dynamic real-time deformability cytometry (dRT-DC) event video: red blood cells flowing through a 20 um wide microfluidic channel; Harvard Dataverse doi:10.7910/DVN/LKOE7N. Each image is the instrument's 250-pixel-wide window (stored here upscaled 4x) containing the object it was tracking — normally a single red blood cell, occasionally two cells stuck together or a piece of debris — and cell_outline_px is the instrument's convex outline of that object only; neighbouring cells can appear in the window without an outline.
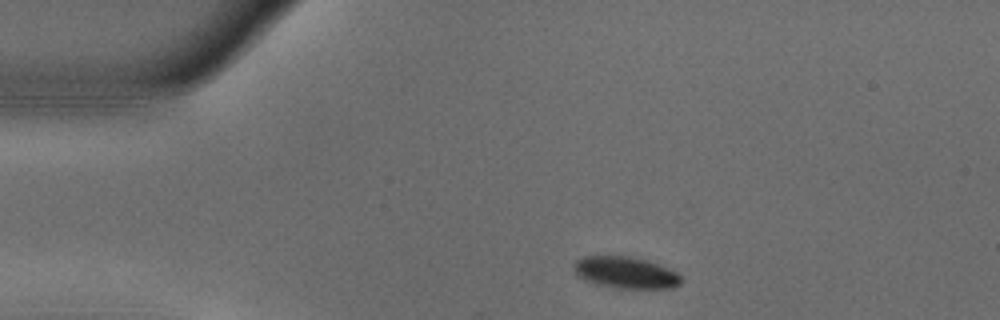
{"species": "common noctule bat (a hibernating species)", "species_latin": "Nyctalus noctula", "temperature_condition": "warm", "stored_images_in_passage": 45, "camera_frame_rate_fps": 3000, "um_per_image_px": 0.085, "animal": {"sex": "male", "body_mass_g": 18.8}, "frame": {"image": 1, "passage_image": 1, "time_ms": 0.0, "image_size_px": [1000, 320], "cell_outline_px": [[680, 284], [672, 288], [612, 288], [596, 284], [584, 280], [576, 276], [572, 268], [572, 264], [576, 260], [584, 256], [628, 256], [648, 260], [668, 268], [676, 272], [680, 276]], "centroid_in_image_um": [53.11, 23.17], "position_along_channel_um": 31.9, "area_um2": 20.0}}
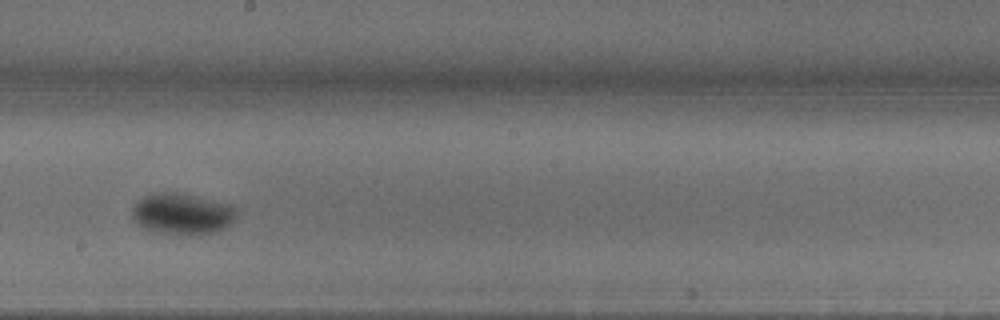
{"frame": {"image": 2, "passage_image": 21, "time_ms": 6.667, "image_size_px": [1000, 320], "cell_outline_px": [[236, 216], [224, 228], [212, 232], [160, 232], [144, 228], [132, 216], [132, 208], [136, 200], [144, 196], [156, 192], [176, 192], [232, 204], [236, 212]], "centroid_in_image_um": [15.45, 18.11], "position_along_channel_um": 232.7, "area_um2": 24.16}}
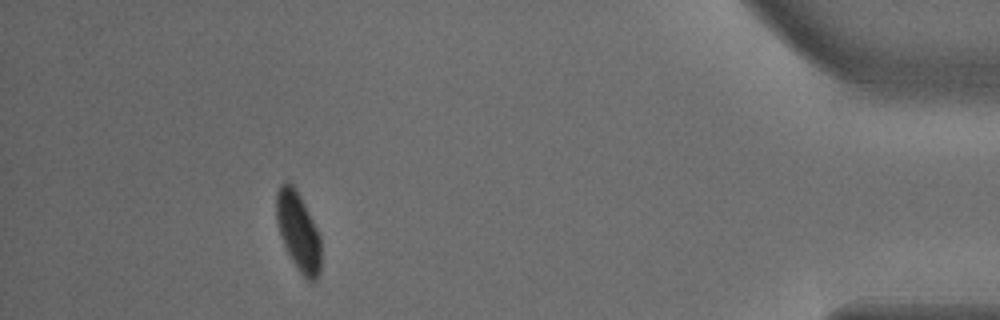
{"frame": {"image": 3, "passage_image": 40, "time_ms": 13.0, "image_size_px": [1000, 320], "cell_outline_px": [[320, 272], [316, 280], [308, 280], [296, 268], [280, 236], [276, 220], [276, 192], [280, 184], [284, 180], [288, 180], [296, 188], [320, 236]], "centroid_in_image_um": [25.32, 19.63], "position_along_channel_um": 409.9, "area_um2": 20.35}, "authors_computed_cell_mechanics": {"area_um2": 22.3108, "velocity_mm_per_s": 3.6907, "shape_relaxation_time_tau1_ms": 2.9862, "shape_relaxation_time_tau2_ms": null, "deformation_change_tau1": 0.1171, "deformation_change_tau2": null}}